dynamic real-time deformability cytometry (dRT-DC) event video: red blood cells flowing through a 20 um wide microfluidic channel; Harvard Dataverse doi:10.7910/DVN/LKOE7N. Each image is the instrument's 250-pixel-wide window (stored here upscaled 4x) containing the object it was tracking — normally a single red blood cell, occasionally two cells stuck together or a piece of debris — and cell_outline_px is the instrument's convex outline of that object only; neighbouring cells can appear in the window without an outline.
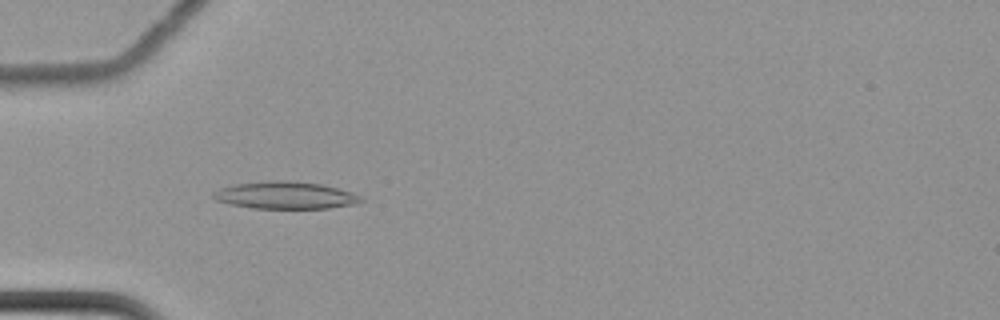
{"species": "common noctule bat (a hibernating species)", "species_latin": "Nyctalus noctula", "temperature_condition": "cold", "stored_images_in_passage": 49, "camera_frame_rate_fps": 3000, "um_per_image_px": 0.085, "animal": {"sex": "female", "body_mass_g": 22.7, "forearm_length_mm": 54.2}, "frame": {"image": 1, "passage_image": 9, "time_ms": 2.667, "image_size_px": [1000, 320], "cell_outline_px": [[368, 200], [360, 204], [328, 208], [252, 208], [228, 204], [216, 200], [212, 196], [212, 192], [220, 188], [236, 184], [276, 180], [288, 180], [320, 184], [352, 192]], "centroid_in_image_um": [24.3, 16.61], "position_along_channel_um": 60.7, "area_um2": 23.58}}
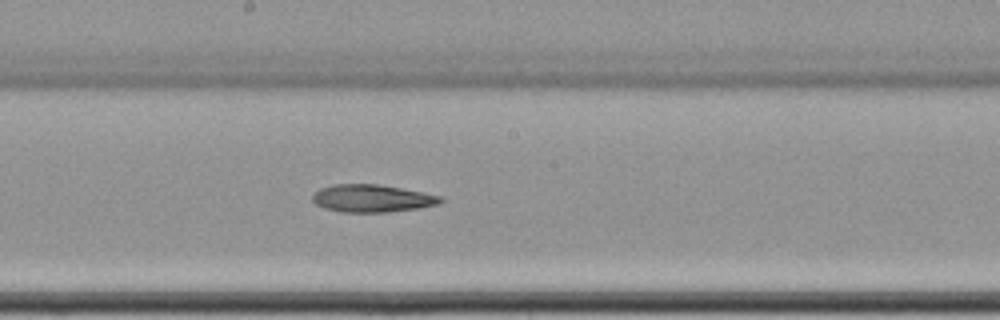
{"frame": {"image": 2, "passage_image": 23, "time_ms": 7.333, "image_size_px": [1000, 320], "cell_outline_px": [[444, 200], [440, 204], [420, 208], [384, 212], [344, 212], [324, 208], [316, 204], [312, 200], [312, 196], [320, 188], [336, 184], [380, 184], [444, 196]], "centroid_in_image_um": [31.67, 16.86], "position_along_channel_um": 216.5, "area_um2": 20.63}}
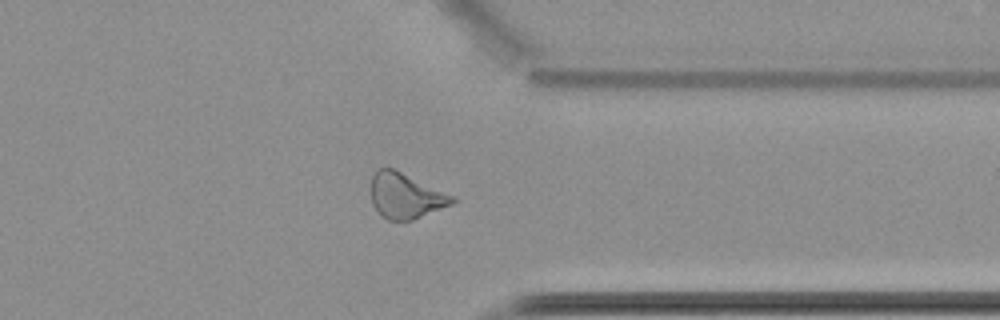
{"frame": {"image": 3, "passage_image": 37, "time_ms": 12.0, "image_size_px": [1000, 320], "cell_outline_px": [[456, 200], [452, 204], [412, 220], [388, 220], [380, 216], [372, 204], [372, 176], [380, 168], [392, 168], [456, 196]], "centroid_in_image_um": [34.49, 16.66], "position_along_channel_um": 376.9, "area_um2": 21.33}}